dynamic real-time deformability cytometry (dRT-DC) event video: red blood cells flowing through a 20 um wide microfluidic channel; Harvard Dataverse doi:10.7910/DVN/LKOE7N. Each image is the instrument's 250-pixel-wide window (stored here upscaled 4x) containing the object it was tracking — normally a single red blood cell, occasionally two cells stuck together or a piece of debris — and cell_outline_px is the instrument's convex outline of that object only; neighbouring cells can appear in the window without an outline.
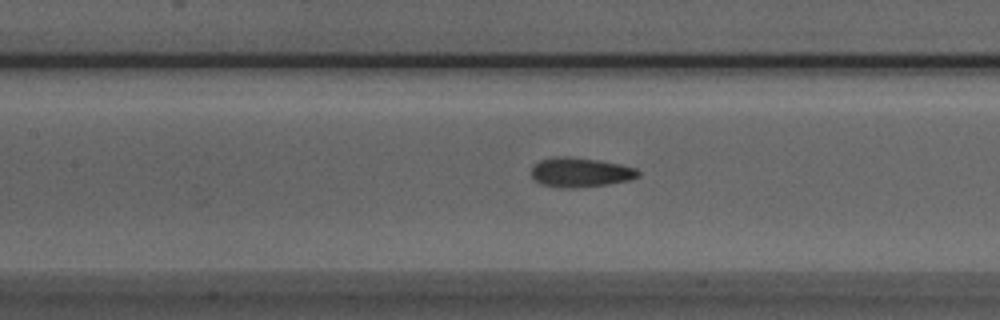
{"species": "Egyptian fruit bat (a non-hibernating species)", "species_latin": "Rousettus aegyptiacus", "temperature_condition": "room temperature", "stored_images_in_passage": 46, "camera_frame_rate_fps": 3000, "um_per_image_px": 0.085, "animal": {"sex": "male"}, "frame": {"image": 1, "passage_image": 21, "time_ms": 6.667, "image_size_px": [1000, 320], "cell_outline_px": [[640, 176], [628, 180], [608, 184], [572, 188], [564, 188], [540, 184], [532, 176], [532, 164], [540, 160], [552, 156], [568, 156], [596, 160], [620, 164], [636, 168], [640, 172]], "centroid_in_image_um": [49.3, 14.64], "position_along_channel_um": 158.1, "area_um2": 18.38}}
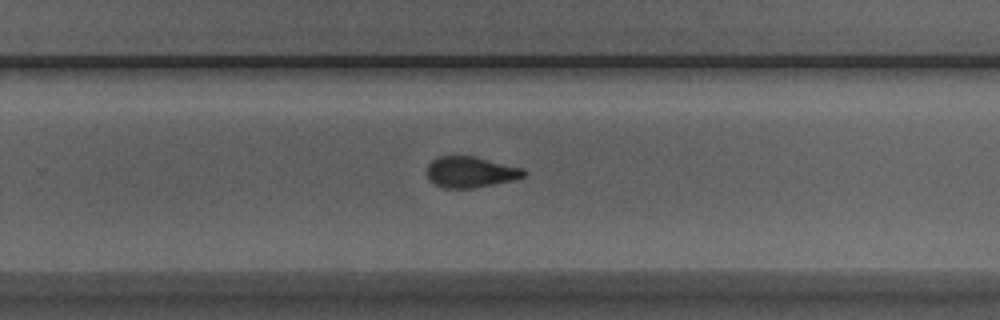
{"frame": {"image": 2, "passage_image": 31, "time_ms": 10.0, "image_size_px": [1000, 320], "cell_outline_px": [[528, 172], [524, 176], [512, 180], [472, 188], [440, 188], [428, 180], [428, 164], [436, 156], [452, 152], [476, 156], [524, 168]], "centroid_in_image_um": [39.94, 14.57], "position_along_channel_um": 289.9, "area_um2": 18.21}}
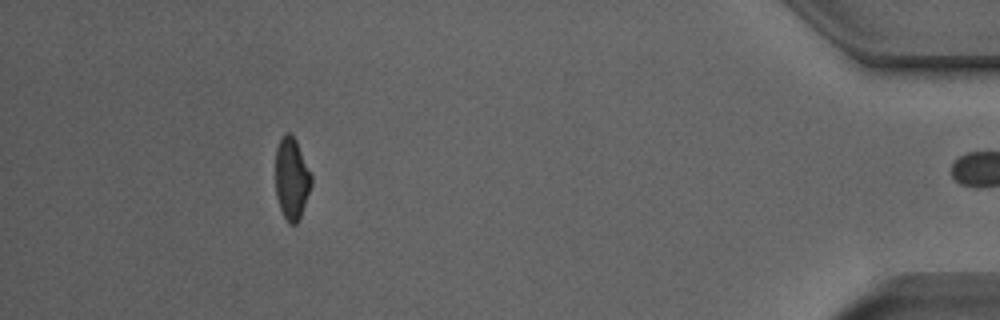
{"frame": {"image": 3, "passage_image": 45, "time_ms": 14.667, "image_size_px": [1000, 320], "cell_outline_px": [[312, 184], [300, 216], [296, 224], [288, 224], [280, 208], [276, 196], [276, 148], [284, 132], [288, 132], [296, 140], [312, 176]], "centroid_in_image_um": [24.78, 15.17], "position_along_channel_um": 410.4, "area_um2": 16.94}, "authors_computed_cell_mechanics": {"area_um2": 18.1781, "velocity_mm_per_s": 3.9679, "shape_relaxation_time_tau1_ms": 9.1903, "shape_relaxation_time_tau2_ms": 2.5345, "deformation_change_tau1": 0.1874, "deformation_change_tau2": 0.0831}}